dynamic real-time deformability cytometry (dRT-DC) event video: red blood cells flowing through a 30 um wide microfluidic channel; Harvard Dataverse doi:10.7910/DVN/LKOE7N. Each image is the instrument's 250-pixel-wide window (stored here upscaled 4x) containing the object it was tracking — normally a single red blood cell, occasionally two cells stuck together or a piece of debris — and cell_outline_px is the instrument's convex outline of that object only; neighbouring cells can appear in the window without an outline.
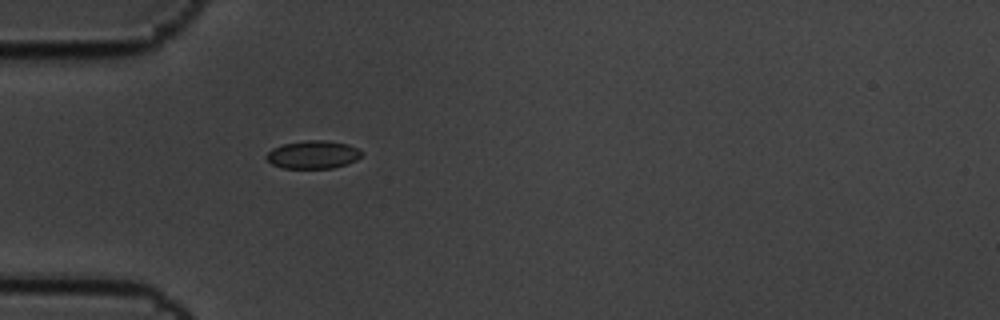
{"species": "common noctule bat (a hibernating species)", "species_latin": "Nyctalus noctula", "temperature_condition": "cold", "stored_images_in_passage": 1, "camera_frame_rate_fps": 3000, "um_per_image_px": 0.085, "animal": {"sex": "male", "body_mass_g": 19.5, "forearm_length_mm": 54.6}, "frame": {"image": 1, "passage_image": 1, "time_ms": 0.0, "image_size_px": [1000, 320], "cell_outline_px": [[364, 152], [356, 160], [332, 168], [284, 168], [272, 164], [264, 156], [272, 148], [284, 144], [308, 140], [324, 140], [348, 144]], "centroid_in_image_um": [26.59, 13.14], "position_along_channel_um": 58.4, "area_um2": 15.37}}